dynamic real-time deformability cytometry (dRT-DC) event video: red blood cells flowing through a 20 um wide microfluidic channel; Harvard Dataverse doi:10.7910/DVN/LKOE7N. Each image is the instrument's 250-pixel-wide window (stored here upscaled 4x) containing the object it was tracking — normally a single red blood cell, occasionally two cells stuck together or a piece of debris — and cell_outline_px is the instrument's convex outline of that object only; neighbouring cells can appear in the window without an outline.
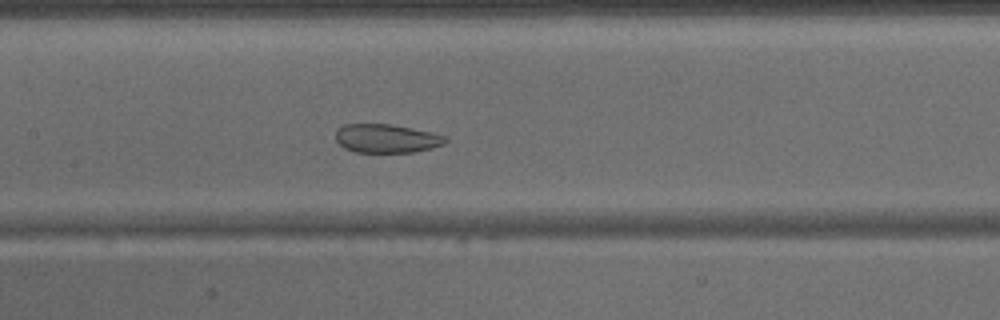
{"species": "common noctule bat (a hibernating species)", "species_latin": "Nyctalus noctula", "temperature_condition": "warm", "stored_images_in_passage": 46, "camera_frame_rate_fps": 3000, "um_per_image_px": 0.085, "animal": {"sex": "male", "body_mass_g": 15.6}, "frame": {"image": 1, "passage_image": 22, "time_ms": 7.0, "image_size_px": [1000, 320], "cell_outline_px": [[448, 140], [444, 144], [432, 148], [412, 152], [356, 152], [344, 148], [336, 140], [336, 128], [344, 124], [388, 124], [432, 132], [448, 136]], "centroid_in_image_um": [32.86, 11.77], "position_along_channel_um": 174.5, "area_um2": 18.38}}
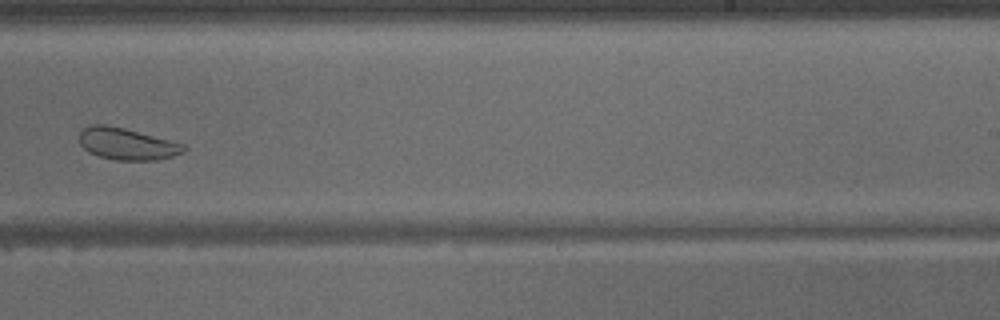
{"frame": {"image": 2, "passage_image": 29, "time_ms": 9.333, "image_size_px": [1000, 320], "cell_outline_px": [[188, 148], [184, 152], [172, 156], [156, 160], [116, 160], [100, 156], [88, 152], [80, 144], [80, 132], [84, 128], [92, 124], [104, 124], [124, 128], [184, 144]], "centroid_in_image_um": [10.79, 12.23], "position_along_channel_um": 278.2, "area_um2": 19.19}}
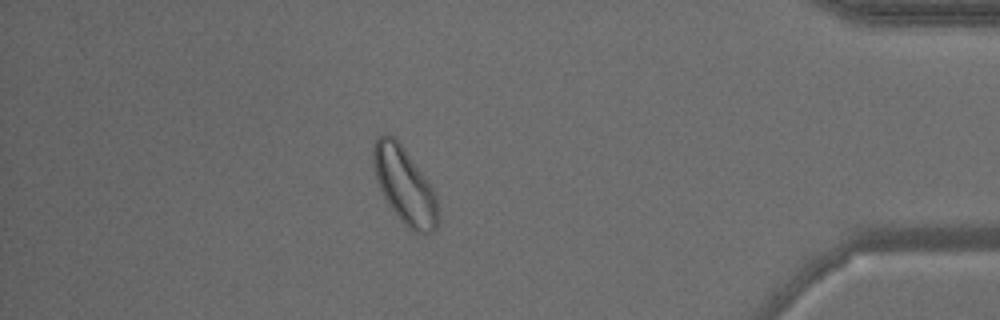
{"frame": {"image": 3, "passage_image": 40, "time_ms": 13.0, "image_size_px": [1000, 320], "cell_outline_px": [[440, 220], [436, 228], [432, 232], [412, 232], [400, 220], [388, 204], [376, 180], [372, 160], [372, 148], [376, 136], [392, 136], [400, 144], [432, 188], [436, 196]], "centroid_in_image_um": [34.38, 15.82], "position_along_channel_um": 400.8, "area_um2": 28.32}}